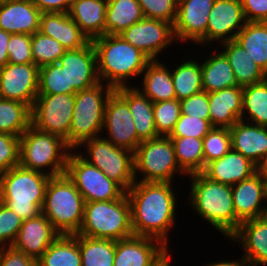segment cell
<instances>
[{"label": "cell", "instance_id": "cell-1", "mask_svg": "<svg viewBox=\"0 0 267 266\" xmlns=\"http://www.w3.org/2000/svg\"><path fill=\"white\" fill-rule=\"evenodd\" d=\"M171 182H139L126 192L131 207L135 236L150 237L169 244V232L175 227L177 196ZM175 190V191H174Z\"/></svg>", "mask_w": 267, "mask_h": 266}, {"label": "cell", "instance_id": "cell-2", "mask_svg": "<svg viewBox=\"0 0 267 266\" xmlns=\"http://www.w3.org/2000/svg\"><path fill=\"white\" fill-rule=\"evenodd\" d=\"M100 81L113 89L131 86L128 80L141 77L151 59L120 35H103L92 41Z\"/></svg>", "mask_w": 267, "mask_h": 266}, {"label": "cell", "instance_id": "cell-3", "mask_svg": "<svg viewBox=\"0 0 267 266\" xmlns=\"http://www.w3.org/2000/svg\"><path fill=\"white\" fill-rule=\"evenodd\" d=\"M188 177L189 206L202 220L229 239L236 232L231 185L212 181L202 173H193Z\"/></svg>", "mask_w": 267, "mask_h": 266}, {"label": "cell", "instance_id": "cell-4", "mask_svg": "<svg viewBox=\"0 0 267 266\" xmlns=\"http://www.w3.org/2000/svg\"><path fill=\"white\" fill-rule=\"evenodd\" d=\"M50 176L16 166L0 174V202L23 220L42 214Z\"/></svg>", "mask_w": 267, "mask_h": 266}, {"label": "cell", "instance_id": "cell-5", "mask_svg": "<svg viewBox=\"0 0 267 266\" xmlns=\"http://www.w3.org/2000/svg\"><path fill=\"white\" fill-rule=\"evenodd\" d=\"M84 206V198L66 173L50 177L42 214L60 235H74L79 232L84 217Z\"/></svg>", "mask_w": 267, "mask_h": 266}, {"label": "cell", "instance_id": "cell-6", "mask_svg": "<svg viewBox=\"0 0 267 266\" xmlns=\"http://www.w3.org/2000/svg\"><path fill=\"white\" fill-rule=\"evenodd\" d=\"M72 149L62 138L30 125L20 136L19 166L50 177L66 173Z\"/></svg>", "mask_w": 267, "mask_h": 266}, {"label": "cell", "instance_id": "cell-7", "mask_svg": "<svg viewBox=\"0 0 267 266\" xmlns=\"http://www.w3.org/2000/svg\"><path fill=\"white\" fill-rule=\"evenodd\" d=\"M77 234L115 241L133 236L126 193L116 200L85 202L83 222Z\"/></svg>", "mask_w": 267, "mask_h": 266}, {"label": "cell", "instance_id": "cell-8", "mask_svg": "<svg viewBox=\"0 0 267 266\" xmlns=\"http://www.w3.org/2000/svg\"><path fill=\"white\" fill-rule=\"evenodd\" d=\"M115 91L100 81L96 85L77 91L71 128L69 147L78 151V147L89 139L101 136L104 125L105 106L110 95Z\"/></svg>", "mask_w": 267, "mask_h": 266}, {"label": "cell", "instance_id": "cell-9", "mask_svg": "<svg viewBox=\"0 0 267 266\" xmlns=\"http://www.w3.org/2000/svg\"><path fill=\"white\" fill-rule=\"evenodd\" d=\"M134 173L135 181L139 182L174 183L176 174L188 176L177 163L170 137L164 136L142 141L138 145L134 151Z\"/></svg>", "mask_w": 267, "mask_h": 266}, {"label": "cell", "instance_id": "cell-10", "mask_svg": "<svg viewBox=\"0 0 267 266\" xmlns=\"http://www.w3.org/2000/svg\"><path fill=\"white\" fill-rule=\"evenodd\" d=\"M80 147L86 152H78L84 160L100 169L126 192L135 183L133 151L113 145L102 135L84 141Z\"/></svg>", "mask_w": 267, "mask_h": 266}, {"label": "cell", "instance_id": "cell-11", "mask_svg": "<svg viewBox=\"0 0 267 266\" xmlns=\"http://www.w3.org/2000/svg\"><path fill=\"white\" fill-rule=\"evenodd\" d=\"M67 176L74 182L85 202L110 201L121 198L126 191L109 179L96 166L89 164L75 150L68 156Z\"/></svg>", "mask_w": 267, "mask_h": 266}, {"label": "cell", "instance_id": "cell-12", "mask_svg": "<svg viewBox=\"0 0 267 266\" xmlns=\"http://www.w3.org/2000/svg\"><path fill=\"white\" fill-rule=\"evenodd\" d=\"M75 94H38L31 108V125L66 141L73 116Z\"/></svg>", "mask_w": 267, "mask_h": 266}, {"label": "cell", "instance_id": "cell-13", "mask_svg": "<svg viewBox=\"0 0 267 266\" xmlns=\"http://www.w3.org/2000/svg\"><path fill=\"white\" fill-rule=\"evenodd\" d=\"M119 35L151 60H159L163 50L176 41L172 23L145 17Z\"/></svg>", "mask_w": 267, "mask_h": 266}, {"label": "cell", "instance_id": "cell-14", "mask_svg": "<svg viewBox=\"0 0 267 266\" xmlns=\"http://www.w3.org/2000/svg\"><path fill=\"white\" fill-rule=\"evenodd\" d=\"M215 0H178V9L173 24L176 43L206 46L207 23Z\"/></svg>", "mask_w": 267, "mask_h": 266}, {"label": "cell", "instance_id": "cell-15", "mask_svg": "<svg viewBox=\"0 0 267 266\" xmlns=\"http://www.w3.org/2000/svg\"><path fill=\"white\" fill-rule=\"evenodd\" d=\"M169 253L159 240L133 235L115 241L114 266H161L171 257Z\"/></svg>", "mask_w": 267, "mask_h": 266}, {"label": "cell", "instance_id": "cell-16", "mask_svg": "<svg viewBox=\"0 0 267 266\" xmlns=\"http://www.w3.org/2000/svg\"><path fill=\"white\" fill-rule=\"evenodd\" d=\"M38 87L39 67L34 63H7L0 68V98L23 102L32 108Z\"/></svg>", "mask_w": 267, "mask_h": 266}, {"label": "cell", "instance_id": "cell-17", "mask_svg": "<svg viewBox=\"0 0 267 266\" xmlns=\"http://www.w3.org/2000/svg\"><path fill=\"white\" fill-rule=\"evenodd\" d=\"M103 135L113 145L135 151L138 139L128 104L114 91L107 100L104 114ZM105 131V132H104Z\"/></svg>", "mask_w": 267, "mask_h": 266}, {"label": "cell", "instance_id": "cell-18", "mask_svg": "<svg viewBox=\"0 0 267 266\" xmlns=\"http://www.w3.org/2000/svg\"><path fill=\"white\" fill-rule=\"evenodd\" d=\"M246 22L240 0H215L207 23L206 46L235 40Z\"/></svg>", "mask_w": 267, "mask_h": 266}, {"label": "cell", "instance_id": "cell-19", "mask_svg": "<svg viewBox=\"0 0 267 266\" xmlns=\"http://www.w3.org/2000/svg\"><path fill=\"white\" fill-rule=\"evenodd\" d=\"M58 63L66 72L67 88H73L77 92L100 82L92 41L84 47L66 50Z\"/></svg>", "mask_w": 267, "mask_h": 266}, {"label": "cell", "instance_id": "cell-20", "mask_svg": "<svg viewBox=\"0 0 267 266\" xmlns=\"http://www.w3.org/2000/svg\"><path fill=\"white\" fill-rule=\"evenodd\" d=\"M231 188L237 231L242 222L262 217L266 208V180L257 171L251 177L232 185Z\"/></svg>", "mask_w": 267, "mask_h": 266}, {"label": "cell", "instance_id": "cell-21", "mask_svg": "<svg viewBox=\"0 0 267 266\" xmlns=\"http://www.w3.org/2000/svg\"><path fill=\"white\" fill-rule=\"evenodd\" d=\"M59 235L45 215L40 214L38 217L23 220L11 246L38 260Z\"/></svg>", "mask_w": 267, "mask_h": 266}, {"label": "cell", "instance_id": "cell-22", "mask_svg": "<svg viewBox=\"0 0 267 266\" xmlns=\"http://www.w3.org/2000/svg\"><path fill=\"white\" fill-rule=\"evenodd\" d=\"M41 14L31 0H0V29L33 35L39 31Z\"/></svg>", "mask_w": 267, "mask_h": 266}, {"label": "cell", "instance_id": "cell-23", "mask_svg": "<svg viewBox=\"0 0 267 266\" xmlns=\"http://www.w3.org/2000/svg\"><path fill=\"white\" fill-rule=\"evenodd\" d=\"M228 240L241 244L242 255L252 266L267 265V221L263 217L242 222Z\"/></svg>", "mask_w": 267, "mask_h": 266}, {"label": "cell", "instance_id": "cell-24", "mask_svg": "<svg viewBox=\"0 0 267 266\" xmlns=\"http://www.w3.org/2000/svg\"><path fill=\"white\" fill-rule=\"evenodd\" d=\"M257 171L256 164L231 148L221 158L208 163L201 173L212 181L232 186L251 177Z\"/></svg>", "mask_w": 267, "mask_h": 266}, {"label": "cell", "instance_id": "cell-25", "mask_svg": "<svg viewBox=\"0 0 267 266\" xmlns=\"http://www.w3.org/2000/svg\"><path fill=\"white\" fill-rule=\"evenodd\" d=\"M229 130L232 149L259 166L267 157V127L238 120Z\"/></svg>", "mask_w": 267, "mask_h": 266}, {"label": "cell", "instance_id": "cell-26", "mask_svg": "<svg viewBox=\"0 0 267 266\" xmlns=\"http://www.w3.org/2000/svg\"><path fill=\"white\" fill-rule=\"evenodd\" d=\"M210 122L213 127L231 128L241 120L243 87L233 86L208 93Z\"/></svg>", "mask_w": 267, "mask_h": 266}, {"label": "cell", "instance_id": "cell-27", "mask_svg": "<svg viewBox=\"0 0 267 266\" xmlns=\"http://www.w3.org/2000/svg\"><path fill=\"white\" fill-rule=\"evenodd\" d=\"M115 92L129 106L138 139L142 142L159 137L154 123L153 102L135 86L120 87Z\"/></svg>", "mask_w": 267, "mask_h": 266}, {"label": "cell", "instance_id": "cell-28", "mask_svg": "<svg viewBox=\"0 0 267 266\" xmlns=\"http://www.w3.org/2000/svg\"><path fill=\"white\" fill-rule=\"evenodd\" d=\"M39 32L54 38L66 50L78 49L90 42L68 13H42Z\"/></svg>", "mask_w": 267, "mask_h": 266}, {"label": "cell", "instance_id": "cell-29", "mask_svg": "<svg viewBox=\"0 0 267 266\" xmlns=\"http://www.w3.org/2000/svg\"><path fill=\"white\" fill-rule=\"evenodd\" d=\"M107 3L101 0H72L69 16L82 33L93 41L105 35V16Z\"/></svg>", "mask_w": 267, "mask_h": 266}, {"label": "cell", "instance_id": "cell-30", "mask_svg": "<svg viewBox=\"0 0 267 266\" xmlns=\"http://www.w3.org/2000/svg\"><path fill=\"white\" fill-rule=\"evenodd\" d=\"M166 63L161 60H151L141 74V84L139 89L153 103L176 98L171 70Z\"/></svg>", "mask_w": 267, "mask_h": 266}, {"label": "cell", "instance_id": "cell-31", "mask_svg": "<svg viewBox=\"0 0 267 266\" xmlns=\"http://www.w3.org/2000/svg\"><path fill=\"white\" fill-rule=\"evenodd\" d=\"M211 51L204 62L200 61L203 91L211 93L240 86L226 56L216 49Z\"/></svg>", "mask_w": 267, "mask_h": 266}, {"label": "cell", "instance_id": "cell-32", "mask_svg": "<svg viewBox=\"0 0 267 266\" xmlns=\"http://www.w3.org/2000/svg\"><path fill=\"white\" fill-rule=\"evenodd\" d=\"M219 48L228 59L241 87L265 80V72L251 59L248 52L234 40L221 43Z\"/></svg>", "mask_w": 267, "mask_h": 266}, {"label": "cell", "instance_id": "cell-33", "mask_svg": "<svg viewBox=\"0 0 267 266\" xmlns=\"http://www.w3.org/2000/svg\"><path fill=\"white\" fill-rule=\"evenodd\" d=\"M143 18L138 0H111L107 3L105 34L119 35Z\"/></svg>", "mask_w": 267, "mask_h": 266}, {"label": "cell", "instance_id": "cell-34", "mask_svg": "<svg viewBox=\"0 0 267 266\" xmlns=\"http://www.w3.org/2000/svg\"><path fill=\"white\" fill-rule=\"evenodd\" d=\"M234 41L264 72L267 71V22H246Z\"/></svg>", "mask_w": 267, "mask_h": 266}, {"label": "cell", "instance_id": "cell-35", "mask_svg": "<svg viewBox=\"0 0 267 266\" xmlns=\"http://www.w3.org/2000/svg\"><path fill=\"white\" fill-rule=\"evenodd\" d=\"M37 266H81L78 234L59 235L37 260Z\"/></svg>", "mask_w": 267, "mask_h": 266}, {"label": "cell", "instance_id": "cell-36", "mask_svg": "<svg viewBox=\"0 0 267 266\" xmlns=\"http://www.w3.org/2000/svg\"><path fill=\"white\" fill-rule=\"evenodd\" d=\"M186 59L171 70L176 99L181 101L203 91L201 63Z\"/></svg>", "mask_w": 267, "mask_h": 266}, {"label": "cell", "instance_id": "cell-37", "mask_svg": "<svg viewBox=\"0 0 267 266\" xmlns=\"http://www.w3.org/2000/svg\"><path fill=\"white\" fill-rule=\"evenodd\" d=\"M179 167L187 174L201 173L205 168L203 139L170 137Z\"/></svg>", "mask_w": 267, "mask_h": 266}, {"label": "cell", "instance_id": "cell-38", "mask_svg": "<svg viewBox=\"0 0 267 266\" xmlns=\"http://www.w3.org/2000/svg\"><path fill=\"white\" fill-rule=\"evenodd\" d=\"M81 266H114L115 240L78 234Z\"/></svg>", "mask_w": 267, "mask_h": 266}, {"label": "cell", "instance_id": "cell-39", "mask_svg": "<svg viewBox=\"0 0 267 266\" xmlns=\"http://www.w3.org/2000/svg\"><path fill=\"white\" fill-rule=\"evenodd\" d=\"M241 120L267 127L266 80L243 87V110Z\"/></svg>", "mask_w": 267, "mask_h": 266}, {"label": "cell", "instance_id": "cell-40", "mask_svg": "<svg viewBox=\"0 0 267 266\" xmlns=\"http://www.w3.org/2000/svg\"><path fill=\"white\" fill-rule=\"evenodd\" d=\"M31 125V108L14 100L0 98V133L20 137Z\"/></svg>", "mask_w": 267, "mask_h": 266}, {"label": "cell", "instance_id": "cell-41", "mask_svg": "<svg viewBox=\"0 0 267 266\" xmlns=\"http://www.w3.org/2000/svg\"><path fill=\"white\" fill-rule=\"evenodd\" d=\"M31 51L34 64L40 68L48 64L58 63L66 49L54 38L38 31L32 35Z\"/></svg>", "mask_w": 267, "mask_h": 266}, {"label": "cell", "instance_id": "cell-42", "mask_svg": "<svg viewBox=\"0 0 267 266\" xmlns=\"http://www.w3.org/2000/svg\"><path fill=\"white\" fill-rule=\"evenodd\" d=\"M73 88H67L64 68L59 63L48 64L39 68L38 94H75Z\"/></svg>", "mask_w": 267, "mask_h": 266}, {"label": "cell", "instance_id": "cell-43", "mask_svg": "<svg viewBox=\"0 0 267 266\" xmlns=\"http://www.w3.org/2000/svg\"><path fill=\"white\" fill-rule=\"evenodd\" d=\"M154 123L158 136L169 137L181 115L176 98L153 103Z\"/></svg>", "mask_w": 267, "mask_h": 266}, {"label": "cell", "instance_id": "cell-44", "mask_svg": "<svg viewBox=\"0 0 267 266\" xmlns=\"http://www.w3.org/2000/svg\"><path fill=\"white\" fill-rule=\"evenodd\" d=\"M231 148L229 128L213 127L203 138L205 166L224 156Z\"/></svg>", "mask_w": 267, "mask_h": 266}, {"label": "cell", "instance_id": "cell-45", "mask_svg": "<svg viewBox=\"0 0 267 266\" xmlns=\"http://www.w3.org/2000/svg\"><path fill=\"white\" fill-rule=\"evenodd\" d=\"M145 18L157 19L174 24L178 0H138Z\"/></svg>", "mask_w": 267, "mask_h": 266}, {"label": "cell", "instance_id": "cell-46", "mask_svg": "<svg viewBox=\"0 0 267 266\" xmlns=\"http://www.w3.org/2000/svg\"><path fill=\"white\" fill-rule=\"evenodd\" d=\"M22 223L20 216L0 202V247H8L14 243Z\"/></svg>", "mask_w": 267, "mask_h": 266}, {"label": "cell", "instance_id": "cell-47", "mask_svg": "<svg viewBox=\"0 0 267 266\" xmlns=\"http://www.w3.org/2000/svg\"><path fill=\"white\" fill-rule=\"evenodd\" d=\"M212 128L213 126L210 120L181 114L169 137H194L203 139Z\"/></svg>", "mask_w": 267, "mask_h": 266}, {"label": "cell", "instance_id": "cell-48", "mask_svg": "<svg viewBox=\"0 0 267 266\" xmlns=\"http://www.w3.org/2000/svg\"><path fill=\"white\" fill-rule=\"evenodd\" d=\"M30 34H11L7 43L8 63L28 64L34 63L31 51Z\"/></svg>", "mask_w": 267, "mask_h": 266}, {"label": "cell", "instance_id": "cell-49", "mask_svg": "<svg viewBox=\"0 0 267 266\" xmlns=\"http://www.w3.org/2000/svg\"><path fill=\"white\" fill-rule=\"evenodd\" d=\"M20 137L0 133V174L19 166Z\"/></svg>", "mask_w": 267, "mask_h": 266}, {"label": "cell", "instance_id": "cell-50", "mask_svg": "<svg viewBox=\"0 0 267 266\" xmlns=\"http://www.w3.org/2000/svg\"><path fill=\"white\" fill-rule=\"evenodd\" d=\"M182 115L210 120L208 93L201 91L180 101Z\"/></svg>", "mask_w": 267, "mask_h": 266}, {"label": "cell", "instance_id": "cell-51", "mask_svg": "<svg viewBox=\"0 0 267 266\" xmlns=\"http://www.w3.org/2000/svg\"><path fill=\"white\" fill-rule=\"evenodd\" d=\"M0 266H37V260L12 246L0 247Z\"/></svg>", "mask_w": 267, "mask_h": 266}, {"label": "cell", "instance_id": "cell-52", "mask_svg": "<svg viewBox=\"0 0 267 266\" xmlns=\"http://www.w3.org/2000/svg\"><path fill=\"white\" fill-rule=\"evenodd\" d=\"M247 22H267V0H240Z\"/></svg>", "mask_w": 267, "mask_h": 266}, {"label": "cell", "instance_id": "cell-53", "mask_svg": "<svg viewBox=\"0 0 267 266\" xmlns=\"http://www.w3.org/2000/svg\"><path fill=\"white\" fill-rule=\"evenodd\" d=\"M72 0H31L42 13H68Z\"/></svg>", "mask_w": 267, "mask_h": 266}, {"label": "cell", "instance_id": "cell-54", "mask_svg": "<svg viewBox=\"0 0 267 266\" xmlns=\"http://www.w3.org/2000/svg\"><path fill=\"white\" fill-rule=\"evenodd\" d=\"M10 36V33L0 29V68L4 67L8 63L7 43Z\"/></svg>", "mask_w": 267, "mask_h": 266}, {"label": "cell", "instance_id": "cell-55", "mask_svg": "<svg viewBox=\"0 0 267 266\" xmlns=\"http://www.w3.org/2000/svg\"><path fill=\"white\" fill-rule=\"evenodd\" d=\"M205 266H252L243 256L239 260H220L219 262L214 261L211 263H206Z\"/></svg>", "mask_w": 267, "mask_h": 266}, {"label": "cell", "instance_id": "cell-56", "mask_svg": "<svg viewBox=\"0 0 267 266\" xmlns=\"http://www.w3.org/2000/svg\"><path fill=\"white\" fill-rule=\"evenodd\" d=\"M258 171L263 175L264 179L267 180V157L258 166Z\"/></svg>", "mask_w": 267, "mask_h": 266}, {"label": "cell", "instance_id": "cell-57", "mask_svg": "<svg viewBox=\"0 0 267 266\" xmlns=\"http://www.w3.org/2000/svg\"><path fill=\"white\" fill-rule=\"evenodd\" d=\"M262 217L267 221V205H266V208H265V210L263 212Z\"/></svg>", "mask_w": 267, "mask_h": 266}, {"label": "cell", "instance_id": "cell-58", "mask_svg": "<svg viewBox=\"0 0 267 266\" xmlns=\"http://www.w3.org/2000/svg\"><path fill=\"white\" fill-rule=\"evenodd\" d=\"M171 258H169L165 263H163L161 266H171L170 262Z\"/></svg>", "mask_w": 267, "mask_h": 266}, {"label": "cell", "instance_id": "cell-59", "mask_svg": "<svg viewBox=\"0 0 267 266\" xmlns=\"http://www.w3.org/2000/svg\"><path fill=\"white\" fill-rule=\"evenodd\" d=\"M265 195H266V205H267V180H266V190H265Z\"/></svg>", "mask_w": 267, "mask_h": 266}, {"label": "cell", "instance_id": "cell-60", "mask_svg": "<svg viewBox=\"0 0 267 266\" xmlns=\"http://www.w3.org/2000/svg\"><path fill=\"white\" fill-rule=\"evenodd\" d=\"M101 1H104L106 3H109L111 0H101Z\"/></svg>", "mask_w": 267, "mask_h": 266}, {"label": "cell", "instance_id": "cell-61", "mask_svg": "<svg viewBox=\"0 0 267 266\" xmlns=\"http://www.w3.org/2000/svg\"><path fill=\"white\" fill-rule=\"evenodd\" d=\"M265 80L267 81V71L265 72Z\"/></svg>", "mask_w": 267, "mask_h": 266}]
</instances>
